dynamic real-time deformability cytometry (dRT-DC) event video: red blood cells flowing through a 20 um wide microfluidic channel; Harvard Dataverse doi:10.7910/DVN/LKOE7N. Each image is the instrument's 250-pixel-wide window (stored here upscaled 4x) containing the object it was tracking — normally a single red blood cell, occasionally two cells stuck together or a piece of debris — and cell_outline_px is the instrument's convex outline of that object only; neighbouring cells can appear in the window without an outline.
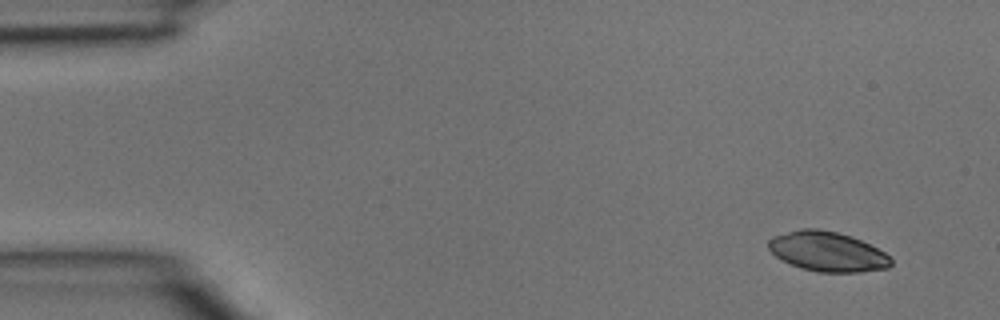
{"species": "common noctule bat (a hibernating species)", "species_latin": "Nyctalus noctula", "temperature_condition": "room temperature", "stored_images_in_passage": 4, "camera_frame_rate_fps": 3000, "um_per_image_px": 0.085, "animal": {"sex": "male", "body_mass_g": 15.6}, "frame": {"image": 1, "passage_image": 1, "time_ms": 0.0, "image_size_px": [1000, 320], "cell_outline_px": [[892, 264], [888, 268], [860, 272], [820, 272], [800, 268], [776, 256], [768, 248], [768, 240], [772, 236], [800, 228], [816, 228], [836, 232], [852, 236], [884, 252], [892, 260]], "centroid_in_image_um": [70.32, 21.38], "position_along_channel_um": 14.7, "area_um2": 28.26}}